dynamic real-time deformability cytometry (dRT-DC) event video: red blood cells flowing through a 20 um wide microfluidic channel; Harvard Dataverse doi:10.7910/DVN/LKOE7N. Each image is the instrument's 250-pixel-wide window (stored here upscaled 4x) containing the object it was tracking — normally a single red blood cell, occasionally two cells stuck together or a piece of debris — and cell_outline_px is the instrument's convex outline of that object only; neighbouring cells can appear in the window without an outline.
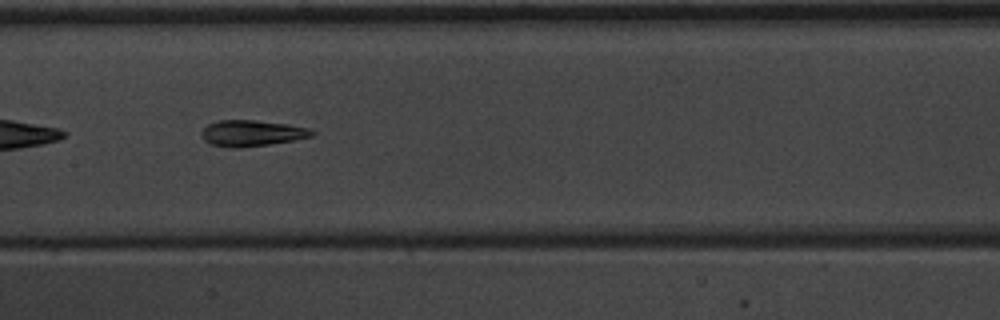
{"species": "common noctule bat (a hibernating species)", "species_latin": "Nyctalus noctula", "temperature_condition": "warm", "stored_images_in_passage": 36, "camera_frame_rate_fps": 3000, "um_per_image_px": 0.085, "animal": {"sex": "male", "body_mass_g": 20.1, "forearm_length_mm": 53.5}, "frame": {"image": 1, "passage_image": 11, "time_ms": 3.333, "image_size_px": [1000, 320], "cell_outline_px": [[316, 132], [312, 136], [296, 140], [240, 148], [232, 148], [212, 144], [204, 140], [200, 132], [208, 124], [220, 120], [256, 120], [288, 124], [312, 128]], "centroid_in_image_um": [21.44, 11.31], "position_along_channel_um": 186.0, "area_um2": 16.88}}
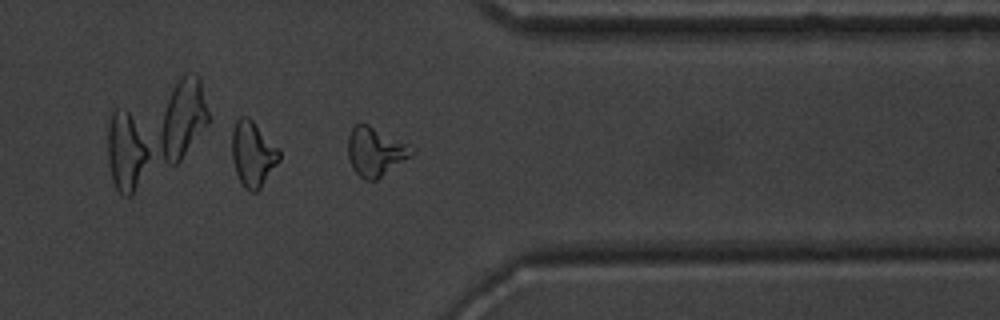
{"frame": {"image": 2, "passage_image": 26, "time_ms": 8.333, "image_size_px": [1000, 320], "cell_outline_px": [[416, 152], [376, 180], [364, 180], [352, 168], [348, 156], [348, 136], [352, 128], [356, 124], [368, 124], [416, 148]], "centroid_in_image_um": [31.91, 12.88], "position_along_channel_um": 379.5, "area_um2": 17.98}, "authors_computed_cell_mechanics": {"area_um2": 16.7909, "velocity_mm_per_s": 3.9753, "shape_relaxation_time_tau1_ms": 8.4134, "shape_relaxation_time_tau2_ms": 2.6456, "deformation_change_tau1": 0.2377, "deformation_change_tau2": 0.1334}}